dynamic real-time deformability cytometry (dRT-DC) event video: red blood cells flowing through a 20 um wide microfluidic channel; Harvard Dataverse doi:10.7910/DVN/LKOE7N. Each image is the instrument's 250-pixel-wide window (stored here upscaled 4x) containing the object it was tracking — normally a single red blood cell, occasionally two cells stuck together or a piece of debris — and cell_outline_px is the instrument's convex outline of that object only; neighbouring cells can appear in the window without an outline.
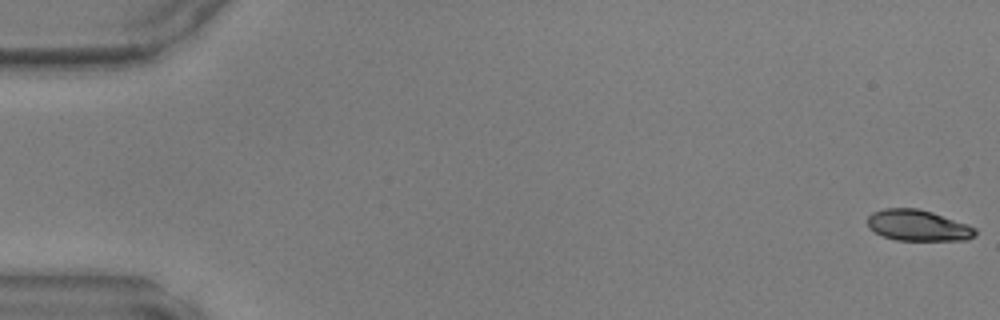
{"species": "common noctule bat (a hibernating species)", "species_latin": "Nyctalus noctula", "temperature_condition": "warm", "stored_images_in_passage": 7, "camera_frame_rate_fps": 3000, "um_per_image_px": 0.085, "animal": {"sex": "male", "body_mass_g": 17.9, "forearm_length_mm": 54.2}, "frame": {"image": 1, "passage_image": 1, "time_ms": 0.0, "image_size_px": [1000, 320], "cell_outline_px": [[976, 236], [968, 240], [896, 240], [884, 236], [868, 228], [868, 216], [872, 212], [884, 208], [916, 208], [932, 212], [968, 224], [976, 228]], "centroid_in_image_um": [78.05, 19.16], "position_along_channel_um": 7.0, "area_um2": 19.54}}